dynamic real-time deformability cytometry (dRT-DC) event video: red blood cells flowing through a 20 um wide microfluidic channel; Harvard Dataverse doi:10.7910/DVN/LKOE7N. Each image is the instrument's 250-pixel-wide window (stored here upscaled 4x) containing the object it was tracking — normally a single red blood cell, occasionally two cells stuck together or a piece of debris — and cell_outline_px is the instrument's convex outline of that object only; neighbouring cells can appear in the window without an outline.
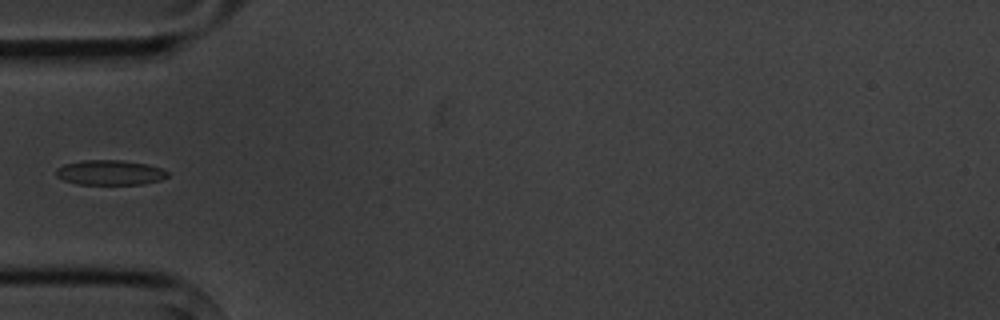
{"species": "common noctule bat (a hibernating species)", "species_latin": "Nyctalus noctula", "temperature_condition": "cold", "stored_images_in_passage": 5, "camera_frame_rate_fps": 3000, "um_per_image_px": 0.085, "animal": {"sex": "male", "body_mass_g": 20.1, "forearm_length_mm": 53.5}, "frame": {"image": 1, "passage_image": 5, "time_ms": 4.667, "image_size_px": [1000, 320], "cell_outline_px": [[168, 176], [160, 180], [140, 184], [76, 184], [64, 180], [56, 176], [56, 168], [64, 164], [84, 160], [120, 160], [148, 164], [160, 168], [168, 172]], "centroid_in_image_um": [9.32, 14.66], "position_along_channel_um": 75.7, "area_um2": 16.13}}